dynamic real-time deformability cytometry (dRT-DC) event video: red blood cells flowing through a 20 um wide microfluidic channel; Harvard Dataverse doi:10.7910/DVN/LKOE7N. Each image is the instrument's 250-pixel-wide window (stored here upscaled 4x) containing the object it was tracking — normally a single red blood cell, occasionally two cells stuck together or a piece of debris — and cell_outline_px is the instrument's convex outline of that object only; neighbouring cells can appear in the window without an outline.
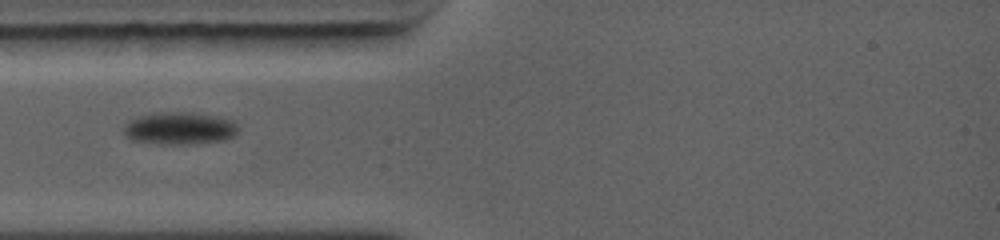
{"species": "common noctule bat (a hibernating species)", "species_latin": "Nyctalus noctula", "temperature_condition": "warm", "stored_images_in_passage": 1, "camera_frame_rate_fps": 5000, "um_per_image_px": 0.085, "animal": {"sex": "female", "body_mass_g": 19.0, "forearm_length_mm": 56.7}, "frame": {"image": 1, "passage_image": 1, "time_ms": 0.0, "image_size_px": [1000, 240], "cell_outline_px": [[236, 132], [232, 136], [224, 140], [196, 144], [156, 144], [132, 140], [124, 132], [124, 124], [128, 120], [140, 116], [160, 112], [192, 112], [220, 116], [232, 120], [236, 124]], "centroid_in_image_um": [15.26, 10.9], "position_along_channel_um": 69.7, "area_um2": 21.73}}